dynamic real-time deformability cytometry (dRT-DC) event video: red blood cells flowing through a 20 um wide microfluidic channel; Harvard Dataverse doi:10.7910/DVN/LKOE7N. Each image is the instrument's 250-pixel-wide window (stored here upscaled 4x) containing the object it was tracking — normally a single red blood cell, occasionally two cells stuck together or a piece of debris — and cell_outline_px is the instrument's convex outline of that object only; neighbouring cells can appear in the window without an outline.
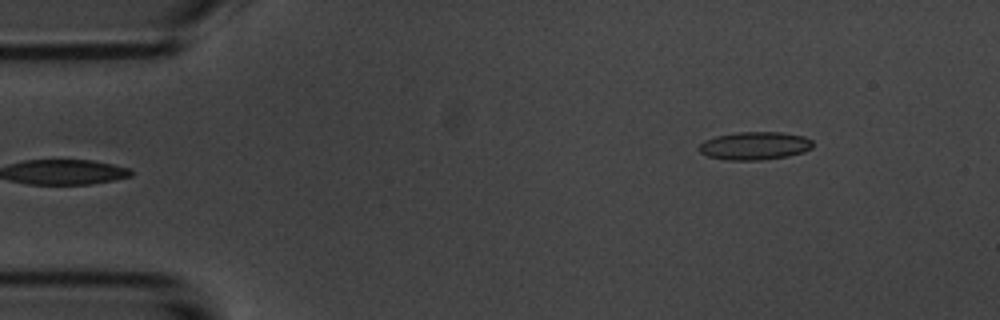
{"species": "common noctule bat (a hibernating species)", "species_latin": "Nyctalus noctula", "temperature_condition": "room temperature", "stored_images_in_passage": 2, "camera_frame_rate_fps": 3000, "um_per_image_px": 0.085, "animal": {"sex": "male", "body_mass_g": 20.1, "forearm_length_mm": 53.5}, "frame": {"image": 1, "passage_image": 2, "time_ms": 1.0, "image_size_px": [1000, 320], "cell_outline_px": [[812, 148], [804, 152], [788, 156], [760, 160], [728, 160], [708, 156], [700, 152], [700, 144], [704, 140], [716, 136], [736, 132], [784, 132], [804, 136], [812, 140]], "centroid_in_image_um": [64.18, 12.38], "position_along_channel_um": 20.8, "area_um2": 18.61}}